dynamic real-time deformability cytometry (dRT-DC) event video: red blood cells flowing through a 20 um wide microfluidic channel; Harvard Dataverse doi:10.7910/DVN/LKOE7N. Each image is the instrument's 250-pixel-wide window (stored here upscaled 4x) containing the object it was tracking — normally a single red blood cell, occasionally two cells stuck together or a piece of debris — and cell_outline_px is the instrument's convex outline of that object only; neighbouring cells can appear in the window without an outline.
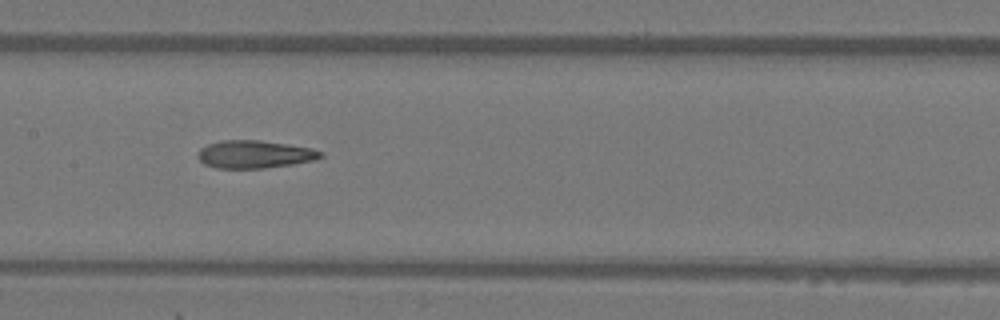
{"species": "Egyptian fruit bat (a non-hibernating species)", "species_latin": "Rousettus aegyptiacus", "temperature_condition": "warm", "stored_images_in_passage": 8, "camera_frame_rate_fps": 3000, "um_per_image_px": 0.085, "animal": {"sex": "female"}, "frame": {"image": 1, "passage_image": 8, "time_ms": 2.333, "image_size_px": [1000, 320], "cell_outline_px": [[324, 156], [316, 160], [292, 164], [264, 168], [216, 168], [204, 164], [200, 160], [200, 148], [208, 144], [220, 140], [260, 140], [312, 148], [324, 152]], "centroid_in_image_um": [21.69, 13.11], "position_along_channel_um": 185.7, "area_um2": 19.83}}